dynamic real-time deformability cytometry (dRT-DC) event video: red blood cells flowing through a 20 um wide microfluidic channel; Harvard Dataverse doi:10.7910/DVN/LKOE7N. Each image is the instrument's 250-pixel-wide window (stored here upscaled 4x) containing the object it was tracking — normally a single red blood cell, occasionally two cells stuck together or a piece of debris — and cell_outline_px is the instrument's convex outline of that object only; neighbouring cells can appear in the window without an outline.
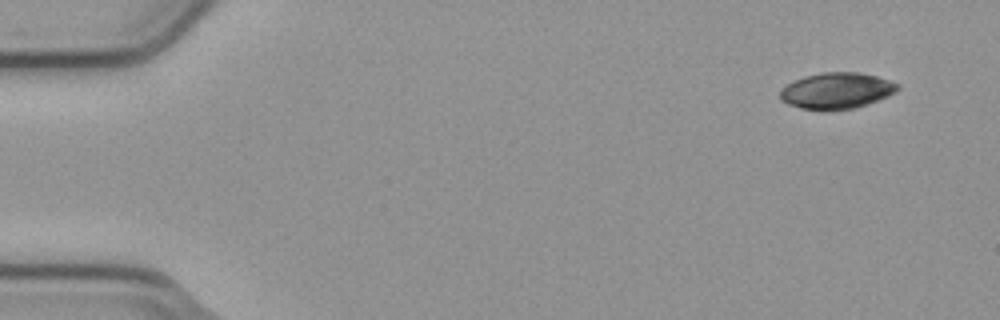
{"species": "common noctule bat (a hibernating species)", "species_latin": "Nyctalus noctula", "temperature_condition": "cold", "stored_images_in_passage": 5, "segment_of_instrument_passage": [1, 2], "camera_frame_rate_fps": 3000, "um_per_image_px": 0.085, "animal": {"sex": "male", "body_mass_g": 23.1, "forearm_length_mm": 52.7}, "frame": {"image": 1, "passage_image": 1, "time_ms": 0.0, "image_size_px": [1000, 320], "cell_outline_px": [[900, 88], [896, 92], [888, 96], [868, 104], [856, 108], [832, 112], [824, 112], [800, 108], [788, 104], [780, 100], [780, 92], [788, 84], [804, 76], [824, 72], [856, 72], [876, 76], [900, 84]], "centroid_in_image_um": [71.13, 7.74], "position_along_channel_um": 13.9, "area_um2": 25.14}}
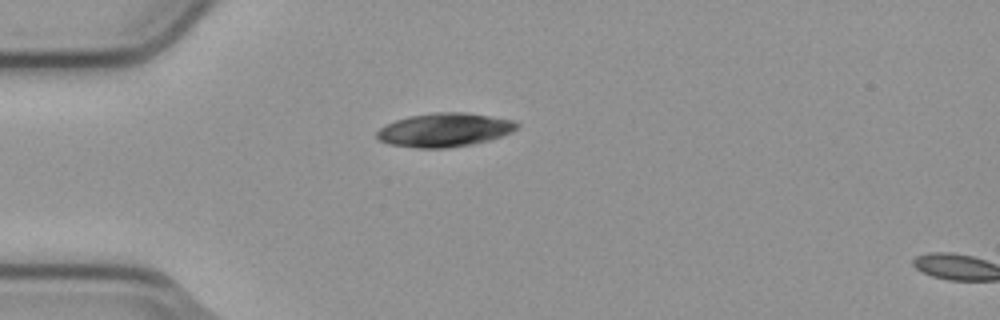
{"frame": {"image": 2, "passage_image": 4, "time_ms": 1.0, "image_size_px": [1000, 320], "cell_outline_px": [[520, 124], [512, 132], [488, 140], [472, 144], [444, 148], [416, 148], [388, 144], [380, 140], [376, 136], [376, 132], [380, 128], [396, 120], [408, 116], [432, 112], [464, 112], [512, 120]], "centroid_in_image_um": [37.75, 11.04], "position_along_channel_um": 47.2, "area_um2": 27.34}}